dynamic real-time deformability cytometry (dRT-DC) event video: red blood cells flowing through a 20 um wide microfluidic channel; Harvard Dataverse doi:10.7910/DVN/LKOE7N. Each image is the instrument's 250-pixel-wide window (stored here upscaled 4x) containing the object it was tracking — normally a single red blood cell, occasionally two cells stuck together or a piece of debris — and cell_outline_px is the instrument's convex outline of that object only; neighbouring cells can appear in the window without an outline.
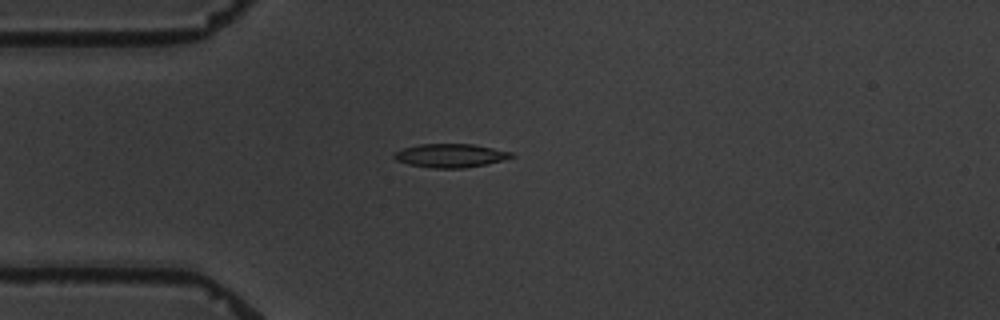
{"species": "common noctule bat (a hibernating species)", "species_latin": "Nyctalus noctula", "temperature_condition": "warm", "stored_images_in_passage": 4, "camera_frame_rate_fps": 3000, "um_per_image_px": 0.085, "animal": {"sex": "male", "body_mass_g": 19.5, "forearm_length_mm": 54.6}, "frame": {"image": 1, "passage_image": 4, "time_ms": 4.333, "image_size_px": [1000, 320], "cell_outline_px": [[516, 156], [484, 164], [464, 168], [432, 168], [408, 164], [396, 160], [392, 156], [396, 152], [404, 148], [420, 144], [472, 144], [512, 152]], "centroid_in_image_um": [38.26, 13.22], "position_along_channel_um": 46.7, "area_um2": 15.9}}